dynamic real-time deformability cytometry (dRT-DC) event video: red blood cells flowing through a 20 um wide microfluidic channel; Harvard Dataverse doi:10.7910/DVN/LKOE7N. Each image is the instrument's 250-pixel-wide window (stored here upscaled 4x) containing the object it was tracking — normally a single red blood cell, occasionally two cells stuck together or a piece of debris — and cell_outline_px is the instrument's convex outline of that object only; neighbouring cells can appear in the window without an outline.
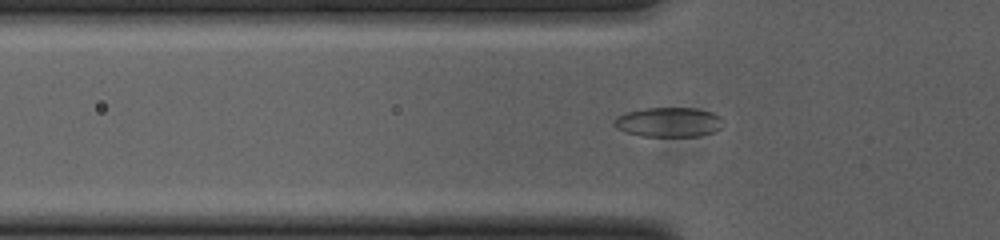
{"species": "common noctule bat (a hibernating species)", "species_latin": "Nyctalus noctula", "temperature_condition": "cold", "stored_images_in_passage": 53, "camera_frame_rate_fps": 3000, "um_per_image_px": 0.085, "animal": {"sex": "female", "body_mass_g": 23.0, "forearm_length_mm": 53.4}, "frame": {"image": 1, "passage_image": 17, "time_ms": 5.333, "image_size_px": [1000, 240], "cell_outline_px": [[724, 124], [720, 128], [712, 132], [700, 136], [640, 136], [616, 128], [612, 124], [612, 120], [616, 116], [624, 112], [644, 108], [696, 108], [712, 112], [720, 116], [724, 120]], "centroid_in_image_um": [56.82, 10.37], "position_along_channel_um": 69.0, "area_um2": 19.07}}
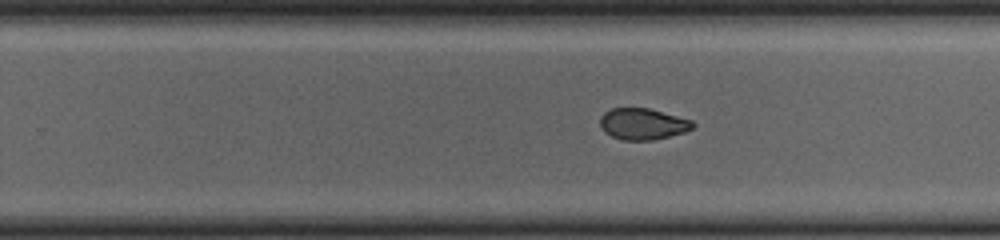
{"frame": {"image": 2, "passage_image": 33, "time_ms": 10.667, "image_size_px": [1000, 240], "cell_outline_px": [[696, 124], [692, 128], [684, 132], [652, 140], [624, 140], [612, 136], [604, 132], [600, 124], [600, 116], [604, 112], [612, 108], [648, 108], [692, 120]], "centroid_in_image_um": [54.62, 10.53], "position_along_channel_um": 275.2, "area_um2": 16.82}}
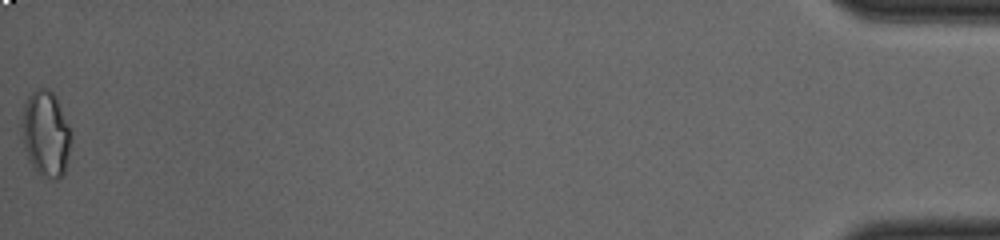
{"frame": {"image": 3, "passage_image": 53, "time_ms": 17.333, "image_size_px": [1000, 240], "cell_outline_px": [[72, 140], [64, 176], [60, 180], [56, 180], [40, 176], [36, 172], [28, 160], [20, 128], [20, 124], [24, 104], [28, 96], [36, 88], [48, 88], [56, 96], [72, 128]], "centroid_in_image_um": [3.92, 11.39], "position_along_channel_um": 431.3, "area_um2": 25.61}, "authors_computed_cell_mechanics": {"area_um2": 18.6116, "velocity_mm_per_s": 3.8587, "shape_relaxation_time_tau1_ms": 7.0036, "shape_relaxation_time_tau2_ms": 2.5144, "deformation_change_tau1": 0.1301, "deformation_change_tau2": 0.0647}}